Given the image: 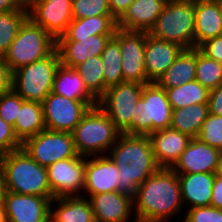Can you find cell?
Here are the masks:
<instances>
[{
    "mask_svg": "<svg viewBox=\"0 0 222 222\" xmlns=\"http://www.w3.org/2000/svg\"><path fill=\"white\" fill-rule=\"evenodd\" d=\"M133 213L136 222H177L183 218L185 209L177 173L160 168L148 177L133 198Z\"/></svg>",
    "mask_w": 222,
    "mask_h": 222,
    "instance_id": "1",
    "label": "cell"
},
{
    "mask_svg": "<svg viewBox=\"0 0 222 222\" xmlns=\"http://www.w3.org/2000/svg\"><path fill=\"white\" fill-rule=\"evenodd\" d=\"M107 155L117 166L118 191L132 198L138 187L161 168L148 135L121 133Z\"/></svg>",
    "mask_w": 222,
    "mask_h": 222,
    "instance_id": "2",
    "label": "cell"
},
{
    "mask_svg": "<svg viewBox=\"0 0 222 222\" xmlns=\"http://www.w3.org/2000/svg\"><path fill=\"white\" fill-rule=\"evenodd\" d=\"M1 169L7 191L47 197L52 200L47 169L33 160L23 148L2 155Z\"/></svg>",
    "mask_w": 222,
    "mask_h": 222,
    "instance_id": "3",
    "label": "cell"
},
{
    "mask_svg": "<svg viewBox=\"0 0 222 222\" xmlns=\"http://www.w3.org/2000/svg\"><path fill=\"white\" fill-rule=\"evenodd\" d=\"M121 131L109 116L97 105L89 109L72 132L78 155H107L117 142Z\"/></svg>",
    "mask_w": 222,
    "mask_h": 222,
    "instance_id": "4",
    "label": "cell"
},
{
    "mask_svg": "<svg viewBox=\"0 0 222 222\" xmlns=\"http://www.w3.org/2000/svg\"><path fill=\"white\" fill-rule=\"evenodd\" d=\"M195 0L167 1L151 30V36L194 48Z\"/></svg>",
    "mask_w": 222,
    "mask_h": 222,
    "instance_id": "5",
    "label": "cell"
},
{
    "mask_svg": "<svg viewBox=\"0 0 222 222\" xmlns=\"http://www.w3.org/2000/svg\"><path fill=\"white\" fill-rule=\"evenodd\" d=\"M56 49V40L29 17L3 56L11 71L49 56Z\"/></svg>",
    "mask_w": 222,
    "mask_h": 222,
    "instance_id": "6",
    "label": "cell"
},
{
    "mask_svg": "<svg viewBox=\"0 0 222 222\" xmlns=\"http://www.w3.org/2000/svg\"><path fill=\"white\" fill-rule=\"evenodd\" d=\"M59 54L55 49L49 56L13 71L12 89L25 101L42 103L53 91Z\"/></svg>",
    "mask_w": 222,
    "mask_h": 222,
    "instance_id": "7",
    "label": "cell"
},
{
    "mask_svg": "<svg viewBox=\"0 0 222 222\" xmlns=\"http://www.w3.org/2000/svg\"><path fill=\"white\" fill-rule=\"evenodd\" d=\"M172 108L164 88L156 82L144 84L132 115V134L149 135L171 126Z\"/></svg>",
    "mask_w": 222,
    "mask_h": 222,
    "instance_id": "8",
    "label": "cell"
},
{
    "mask_svg": "<svg viewBox=\"0 0 222 222\" xmlns=\"http://www.w3.org/2000/svg\"><path fill=\"white\" fill-rule=\"evenodd\" d=\"M143 87L139 82H121L108 87L98 100V106L122 133L132 134V115Z\"/></svg>",
    "mask_w": 222,
    "mask_h": 222,
    "instance_id": "9",
    "label": "cell"
},
{
    "mask_svg": "<svg viewBox=\"0 0 222 222\" xmlns=\"http://www.w3.org/2000/svg\"><path fill=\"white\" fill-rule=\"evenodd\" d=\"M25 152L41 166L77 157L72 133L44 129L22 143Z\"/></svg>",
    "mask_w": 222,
    "mask_h": 222,
    "instance_id": "10",
    "label": "cell"
},
{
    "mask_svg": "<svg viewBox=\"0 0 222 222\" xmlns=\"http://www.w3.org/2000/svg\"><path fill=\"white\" fill-rule=\"evenodd\" d=\"M86 156L56 161L46 167L53 197L82 196L85 184Z\"/></svg>",
    "mask_w": 222,
    "mask_h": 222,
    "instance_id": "11",
    "label": "cell"
},
{
    "mask_svg": "<svg viewBox=\"0 0 222 222\" xmlns=\"http://www.w3.org/2000/svg\"><path fill=\"white\" fill-rule=\"evenodd\" d=\"M45 129L72 133L91 108L79 100L51 92L42 102Z\"/></svg>",
    "mask_w": 222,
    "mask_h": 222,
    "instance_id": "12",
    "label": "cell"
},
{
    "mask_svg": "<svg viewBox=\"0 0 222 222\" xmlns=\"http://www.w3.org/2000/svg\"><path fill=\"white\" fill-rule=\"evenodd\" d=\"M73 0H34L28 6V17L45 29L55 40L73 20Z\"/></svg>",
    "mask_w": 222,
    "mask_h": 222,
    "instance_id": "13",
    "label": "cell"
},
{
    "mask_svg": "<svg viewBox=\"0 0 222 222\" xmlns=\"http://www.w3.org/2000/svg\"><path fill=\"white\" fill-rule=\"evenodd\" d=\"M147 34L145 31L120 29L123 82H150L146 76L144 61Z\"/></svg>",
    "mask_w": 222,
    "mask_h": 222,
    "instance_id": "14",
    "label": "cell"
},
{
    "mask_svg": "<svg viewBox=\"0 0 222 222\" xmlns=\"http://www.w3.org/2000/svg\"><path fill=\"white\" fill-rule=\"evenodd\" d=\"M221 155V150L209 146L197 137L191 138L171 169L177 174L217 173Z\"/></svg>",
    "mask_w": 222,
    "mask_h": 222,
    "instance_id": "15",
    "label": "cell"
},
{
    "mask_svg": "<svg viewBox=\"0 0 222 222\" xmlns=\"http://www.w3.org/2000/svg\"><path fill=\"white\" fill-rule=\"evenodd\" d=\"M50 203L47 197L6 192L3 205L8 222H49Z\"/></svg>",
    "mask_w": 222,
    "mask_h": 222,
    "instance_id": "16",
    "label": "cell"
},
{
    "mask_svg": "<svg viewBox=\"0 0 222 222\" xmlns=\"http://www.w3.org/2000/svg\"><path fill=\"white\" fill-rule=\"evenodd\" d=\"M116 164L108 155L88 156L85 165V184L82 196L115 192L119 189Z\"/></svg>",
    "mask_w": 222,
    "mask_h": 222,
    "instance_id": "17",
    "label": "cell"
},
{
    "mask_svg": "<svg viewBox=\"0 0 222 222\" xmlns=\"http://www.w3.org/2000/svg\"><path fill=\"white\" fill-rule=\"evenodd\" d=\"M114 35H93L86 38H57L56 50L60 64L74 68L90 57L100 56Z\"/></svg>",
    "mask_w": 222,
    "mask_h": 222,
    "instance_id": "18",
    "label": "cell"
},
{
    "mask_svg": "<svg viewBox=\"0 0 222 222\" xmlns=\"http://www.w3.org/2000/svg\"><path fill=\"white\" fill-rule=\"evenodd\" d=\"M95 222H136L133 213V198L115 192L94 194L88 198Z\"/></svg>",
    "mask_w": 222,
    "mask_h": 222,
    "instance_id": "19",
    "label": "cell"
},
{
    "mask_svg": "<svg viewBox=\"0 0 222 222\" xmlns=\"http://www.w3.org/2000/svg\"><path fill=\"white\" fill-rule=\"evenodd\" d=\"M184 48L179 44L146 35L145 72L150 82H156L174 63Z\"/></svg>",
    "mask_w": 222,
    "mask_h": 222,
    "instance_id": "20",
    "label": "cell"
},
{
    "mask_svg": "<svg viewBox=\"0 0 222 222\" xmlns=\"http://www.w3.org/2000/svg\"><path fill=\"white\" fill-rule=\"evenodd\" d=\"M153 154L161 168H171L186 149L191 138L171 127L149 135Z\"/></svg>",
    "mask_w": 222,
    "mask_h": 222,
    "instance_id": "21",
    "label": "cell"
},
{
    "mask_svg": "<svg viewBox=\"0 0 222 222\" xmlns=\"http://www.w3.org/2000/svg\"><path fill=\"white\" fill-rule=\"evenodd\" d=\"M220 35H222V3L195 0L194 48Z\"/></svg>",
    "mask_w": 222,
    "mask_h": 222,
    "instance_id": "22",
    "label": "cell"
},
{
    "mask_svg": "<svg viewBox=\"0 0 222 222\" xmlns=\"http://www.w3.org/2000/svg\"><path fill=\"white\" fill-rule=\"evenodd\" d=\"M185 211L190 208L210 206L216 173L177 174Z\"/></svg>",
    "mask_w": 222,
    "mask_h": 222,
    "instance_id": "23",
    "label": "cell"
},
{
    "mask_svg": "<svg viewBox=\"0 0 222 222\" xmlns=\"http://www.w3.org/2000/svg\"><path fill=\"white\" fill-rule=\"evenodd\" d=\"M166 4L165 0H134L117 21V28L149 32Z\"/></svg>",
    "mask_w": 222,
    "mask_h": 222,
    "instance_id": "24",
    "label": "cell"
},
{
    "mask_svg": "<svg viewBox=\"0 0 222 222\" xmlns=\"http://www.w3.org/2000/svg\"><path fill=\"white\" fill-rule=\"evenodd\" d=\"M49 217L51 222H95L91 203L83 196L53 198Z\"/></svg>",
    "mask_w": 222,
    "mask_h": 222,
    "instance_id": "25",
    "label": "cell"
},
{
    "mask_svg": "<svg viewBox=\"0 0 222 222\" xmlns=\"http://www.w3.org/2000/svg\"><path fill=\"white\" fill-rule=\"evenodd\" d=\"M53 93L68 99L83 101L91 108L98 100L87 90L75 68L59 65L53 82Z\"/></svg>",
    "mask_w": 222,
    "mask_h": 222,
    "instance_id": "26",
    "label": "cell"
},
{
    "mask_svg": "<svg viewBox=\"0 0 222 222\" xmlns=\"http://www.w3.org/2000/svg\"><path fill=\"white\" fill-rule=\"evenodd\" d=\"M196 79V48L183 49L174 63L158 78L156 83L169 89Z\"/></svg>",
    "mask_w": 222,
    "mask_h": 222,
    "instance_id": "27",
    "label": "cell"
},
{
    "mask_svg": "<svg viewBox=\"0 0 222 222\" xmlns=\"http://www.w3.org/2000/svg\"><path fill=\"white\" fill-rule=\"evenodd\" d=\"M117 20L112 15L73 19L66 31L58 38H86L93 35H114Z\"/></svg>",
    "mask_w": 222,
    "mask_h": 222,
    "instance_id": "28",
    "label": "cell"
},
{
    "mask_svg": "<svg viewBox=\"0 0 222 222\" xmlns=\"http://www.w3.org/2000/svg\"><path fill=\"white\" fill-rule=\"evenodd\" d=\"M44 129L45 122L42 103L24 101L13 126L18 140L23 143L26 139L37 135Z\"/></svg>",
    "mask_w": 222,
    "mask_h": 222,
    "instance_id": "29",
    "label": "cell"
},
{
    "mask_svg": "<svg viewBox=\"0 0 222 222\" xmlns=\"http://www.w3.org/2000/svg\"><path fill=\"white\" fill-rule=\"evenodd\" d=\"M208 114V104H194L186 108L173 109L170 127L190 138H196Z\"/></svg>",
    "mask_w": 222,
    "mask_h": 222,
    "instance_id": "30",
    "label": "cell"
},
{
    "mask_svg": "<svg viewBox=\"0 0 222 222\" xmlns=\"http://www.w3.org/2000/svg\"><path fill=\"white\" fill-rule=\"evenodd\" d=\"M165 91L172 110L194 104H208L210 92L196 79L178 87L165 89Z\"/></svg>",
    "mask_w": 222,
    "mask_h": 222,
    "instance_id": "31",
    "label": "cell"
},
{
    "mask_svg": "<svg viewBox=\"0 0 222 222\" xmlns=\"http://www.w3.org/2000/svg\"><path fill=\"white\" fill-rule=\"evenodd\" d=\"M101 59L103 62L104 84L111 87L123 82L120 28L116 29L114 36L106 43Z\"/></svg>",
    "mask_w": 222,
    "mask_h": 222,
    "instance_id": "32",
    "label": "cell"
},
{
    "mask_svg": "<svg viewBox=\"0 0 222 222\" xmlns=\"http://www.w3.org/2000/svg\"><path fill=\"white\" fill-rule=\"evenodd\" d=\"M87 90L99 100L108 88L104 84L103 62L100 56H93L74 67Z\"/></svg>",
    "mask_w": 222,
    "mask_h": 222,
    "instance_id": "33",
    "label": "cell"
},
{
    "mask_svg": "<svg viewBox=\"0 0 222 222\" xmlns=\"http://www.w3.org/2000/svg\"><path fill=\"white\" fill-rule=\"evenodd\" d=\"M27 18L28 10H12L0 13V56L6 54Z\"/></svg>",
    "mask_w": 222,
    "mask_h": 222,
    "instance_id": "34",
    "label": "cell"
},
{
    "mask_svg": "<svg viewBox=\"0 0 222 222\" xmlns=\"http://www.w3.org/2000/svg\"><path fill=\"white\" fill-rule=\"evenodd\" d=\"M196 80L209 91L222 84V63L196 48Z\"/></svg>",
    "mask_w": 222,
    "mask_h": 222,
    "instance_id": "35",
    "label": "cell"
},
{
    "mask_svg": "<svg viewBox=\"0 0 222 222\" xmlns=\"http://www.w3.org/2000/svg\"><path fill=\"white\" fill-rule=\"evenodd\" d=\"M72 15L73 19H84L112 14L109 0H73Z\"/></svg>",
    "mask_w": 222,
    "mask_h": 222,
    "instance_id": "36",
    "label": "cell"
},
{
    "mask_svg": "<svg viewBox=\"0 0 222 222\" xmlns=\"http://www.w3.org/2000/svg\"><path fill=\"white\" fill-rule=\"evenodd\" d=\"M197 138L222 151V116L209 113Z\"/></svg>",
    "mask_w": 222,
    "mask_h": 222,
    "instance_id": "37",
    "label": "cell"
},
{
    "mask_svg": "<svg viewBox=\"0 0 222 222\" xmlns=\"http://www.w3.org/2000/svg\"><path fill=\"white\" fill-rule=\"evenodd\" d=\"M24 101L13 89L0 95V118L14 126Z\"/></svg>",
    "mask_w": 222,
    "mask_h": 222,
    "instance_id": "38",
    "label": "cell"
},
{
    "mask_svg": "<svg viewBox=\"0 0 222 222\" xmlns=\"http://www.w3.org/2000/svg\"><path fill=\"white\" fill-rule=\"evenodd\" d=\"M187 222H222V209L202 206L187 209L183 217Z\"/></svg>",
    "mask_w": 222,
    "mask_h": 222,
    "instance_id": "39",
    "label": "cell"
},
{
    "mask_svg": "<svg viewBox=\"0 0 222 222\" xmlns=\"http://www.w3.org/2000/svg\"><path fill=\"white\" fill-rule=\"evenodd\" d=\"M22 148V143L16 137L13 126L0 118V153L6 154Z\"/></svg>",
    "mask_w": 222,
    "mask_h": 222,
    "instance_id": "40",
    "label": "cell"
},
{
    "mask_svg": "<svg viewBox=\"0 0 222 222\" xmlns=\"http://www.w3.org/2000/svg\"><path fill=\"white\" fill-rule=\"evenodd\" d=\"M198 49L207 57L222 63V35L203 42Z\"/></svg>",
    "mask_w": 222,
    "mask_h": 222,
    "instance_id": "41",
    "label": "cell"
},
{
    "mask_svg": "<svg viewBox=\"0 0 222 222\" xmlns=\"http://www.w3.org/2000/svg\"><path fill=\"white\" fill-rule=\"evenodd\" d=\"M13 72L4 57L0 56V95L12 90Z\"/></svg>",
    "mask_w": 222,
    "mask_h": 222,
    "instance_id": "42",
    "label": "cell"
},
{
    "mask_svg": "<svg viewBox=\"0 0 222 222\" xmlns=\"http://www.w3.org/2000/svg\"><path fill=\"white\" fill-rule=\"evenodd\" d=\"M209 113L222 116V84L209 92Z\"/></svg>",
    "mask_w": 222,
    "mask_h": 222,
    "instance_id": "43",
    "label": "cell"
},
{
    "mask_svg": "<svg viewBox=\"0 0 222 222\" xmlns=\"http://www.w3.org/2000/svg\"><path fill=\"white\" fill-rule=\"evenodd\" d=\"M134 0H109L112 16L118 21Z\"/></svg>",
    "mask_w": 222,
    "mask_h": 222,
    "instance_id": "44",
    "label": "cell"
},
{
    "mask_svg": "<svg viewBox=\"0 0 222 222\" xmlns=\"http://www.w3.org/2000/svg\"><path fill=\"white\" fill-rule=\"evenodd\" d=\"M211 206L222 209V176L217 173L212 187Z\"/></svg>",
    "mask_w": 222,
    "mask_h": 222,
    "instance_id": "45",
    "label": "cell"
},
{
    "mask_svg": "<svg viewBox=\"0 0 222 222\" xmlns=\"http://www.w3.org/2000/svg\"><path fill=\"white\" fill-rule=\"evenodd\" d=\"M12 10H28L22 0H0V13Z\"/></svg>",
    "mask_w": 222,
    "mask_h": 222,
    "instance_id": "46",
    "label": "cell"
},
{
    "mask_svg": "<svg viewBox=\"0 0 222 222\" xmlns=\"http://www.w3.org/2000/svg\"><path fill=\"white\" fill-rule=\"evenodd\" d=\"M7 192L5 177L2 169H0V203H3Z\"/></svg>",
    "mask_w": 222,
    "mask_h": 222,
    "instance_id": "47",
    "label": "cell"
},
{
    "mask_svg": "<svg viewBox=\"0 0 222 222\" xmlns=\"http://www.w3.org/2000/svg\"><path fill=\"white\" fill-rule=\"evenodd\" d=\"M0 222H8L3 203H0Z\"/></svg>",
    "mask_w": 222,
    "mask_h": 222,
    "instance_id": "48",
    "label": "cell"
},
{
    "mask_svg": "<svg viewBox=\"0 0 222 222\" xmlns=\"http://www.w3.org/2000/svg\"><path fill=\"white\" fill-rule=\"evenodd\" d=\"M217 174L222 176V155L220 158V163L218 165Z\"/></svg>",
    "mask_w": 222,
    "mask_h": 222,
    "instance_id": "49",
    "label": "cell"
},
{
    "mask_svg": "<svg viewBox=\"0 0 222 222\" xmlns=\"http://www.w3.org/2000/svg\"><path fill=\"white\" fill-rule=\"evenodd\" d=\"M27 6L34 0H22Z\"/></svg>",
    "mask_w": 222,
    "mask_h": 222,
    "instance_id": "50",
    "label": "cell"
},
{
    "mask_svg": "<svg viewBox=\"0 0 222 222\" xmlns=\"http://www.w3.org/2000/svg\"><path fill=\"white\" fill-rule=\"evenodd\" d=\"M177 222H187V221L184 218H181Z\"/></svg>",
    "mask_w": 222,
    "mask_h": 222,
    "instance_id": "51",
    "label": "cell"
},
{
    "mask_svg": "<svg viewBox=\"0 0 222 222\" xmlns=\"http://www.w3.org/2000/svg\"><path fill=\"white\" fill-rule=\"evenodd\" d=\"M2 155H3V154H1V153H0V169H1V160H2Z\"/></svg>",
    "mask_w": 222,
    "mask_h": 222,
    "instance_id": "52",
    "label": "cell"
}]
</instances>
